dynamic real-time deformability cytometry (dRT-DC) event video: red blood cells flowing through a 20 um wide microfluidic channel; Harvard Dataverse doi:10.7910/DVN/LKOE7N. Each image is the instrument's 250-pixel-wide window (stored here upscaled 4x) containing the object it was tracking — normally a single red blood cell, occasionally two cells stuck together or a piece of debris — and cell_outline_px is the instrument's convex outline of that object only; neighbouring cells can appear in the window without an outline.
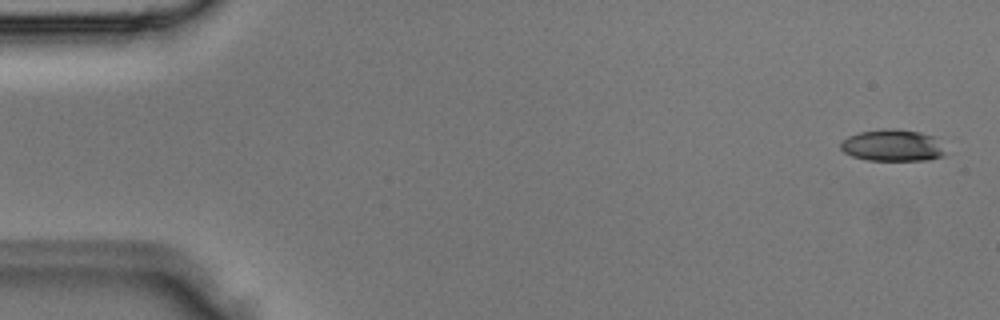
{"species": "Egyptian fruit bat (a non-hibernating species)", "species_latin": "Rousettus aegyptiacus", "temperature_condition": "room temperature", "stored_images_in_passage": 3, "camera_frame_rate_fps": 3000, "um_per_image_px": 0.085, "animal": {"sex": "male"}, "frame": {"image": 1, "passage_image": 1, "time_ms": 0.0, "image_size_px": [1000, 320], "cell_outline_px": [[944, 156], [928, 160], [868, 160], [852, 156], [844, 152], [840, 148], [840, 140], [848, 136], [860, 132], [892, 128], [920, 132], [936, 136], [944, 152]], "centroid_in_image_um": [75.85, 12.36], "position_along_channel_um": 9.1, "area_um2": 19.36}}
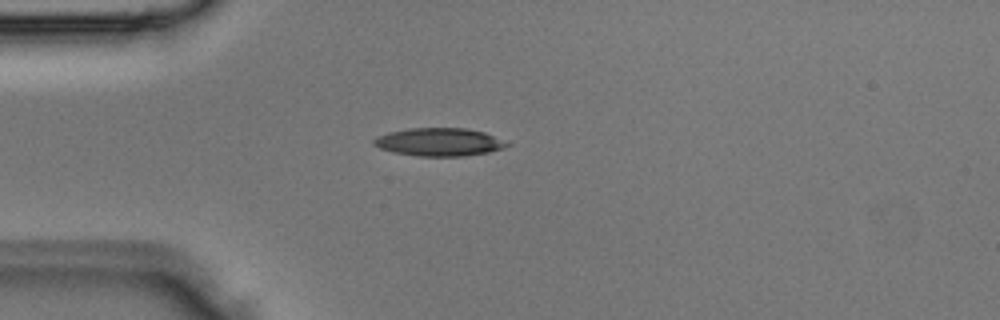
{"frame": {"image": 2, "passage_image": 3, "time_ms": 0.667, "image_size_px": [1000, 320], "cell_outline_px": [[512, 144], [504, 148], [488, 152], [464, 156], [416, 156], [392, 152], [380, 148], [372, 144], [372, 140], [376, 136], [388, 132], [408, 128], [468, 128], [484, 132]], "centroid_in_image_um": [37.3, 12.07], "position_along_channel_um": 47.7, "area_um2": 21.91}}